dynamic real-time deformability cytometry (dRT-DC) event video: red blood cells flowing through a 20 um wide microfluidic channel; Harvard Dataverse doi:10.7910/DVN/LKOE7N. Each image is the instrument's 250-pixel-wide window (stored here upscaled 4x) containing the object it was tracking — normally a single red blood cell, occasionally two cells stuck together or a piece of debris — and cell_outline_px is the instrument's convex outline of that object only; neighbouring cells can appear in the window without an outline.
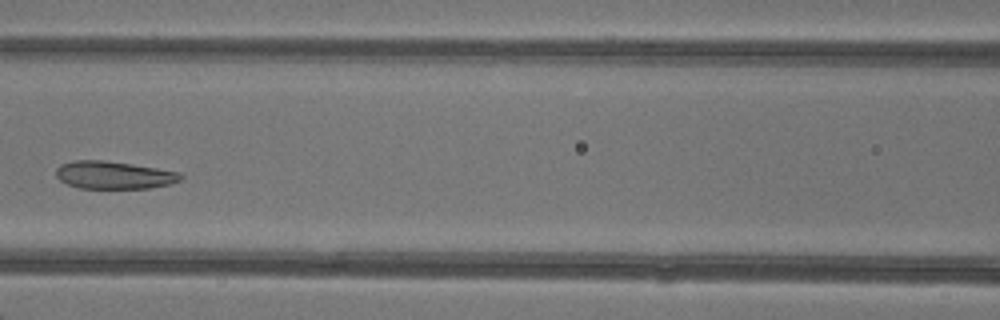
{"species": "common noctule bat (a hibernating species)", "species_latin": "Nyctalus noctula", "temperature_condition": "warm", "stored_images_in_passage": 5, "camera_frame_rate_fps": 3000, "um_per_image_px": 0.085, "animal": {"sex": "female"}, "frame": {"image": 1, "passage_image": 5, "time_ms": 5.333, "image_size_px": [1000, 320], "cell_outline_px": [[184, 176], [180, 180], [172, 184], [148, 188], [80, 188], [68, 184], [60, 180], [56, 176], [56, 168], [60, 164], [72, 160], [104, 160], [132, 164], [180, 172]], "centroid_in_image_um": [9.68, 14.87], "position_along_channel_um": 156.9, "area_um2": 20.17}}